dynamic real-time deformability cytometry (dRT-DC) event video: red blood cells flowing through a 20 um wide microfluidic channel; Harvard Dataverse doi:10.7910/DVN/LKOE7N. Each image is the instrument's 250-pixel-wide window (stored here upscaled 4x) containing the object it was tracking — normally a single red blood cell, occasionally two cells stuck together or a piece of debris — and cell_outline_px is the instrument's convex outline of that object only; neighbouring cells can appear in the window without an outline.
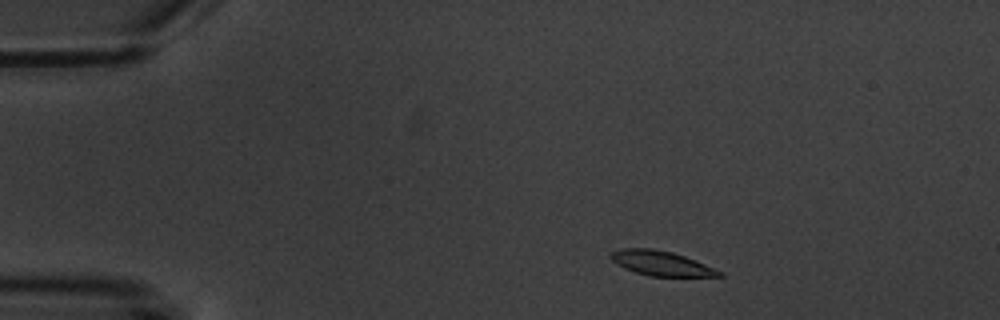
{"species": "common noctule bat (a hibernating species)", "species_latin": "Nyctalus noctula", "temperature_condition": "warm", "stored_images_in_passage": 4, "camera_frame_rate_fps": 3000, "um_per_image_px": 0.085, "animal": {"sex": "male", "body_mass_g": 20.1, "forearm_length_mm": 53.5}, "frame": {"image": 1, "passage_image": 2, "time_ms": 1.0, "image_size_px": [1000, 320], "cell_outline_px": [[724, 276], [652, 276], [636, 272], [624, 268], [616, 264], [608, 256], [612, 252], [620, 248], [652, 248], [672, 252], [684, 256], [724, 272]], "centroid_in_image_um": [56.17, 22.37], "position_along_channel_um": 28.8, "area_um2": 15.49}}
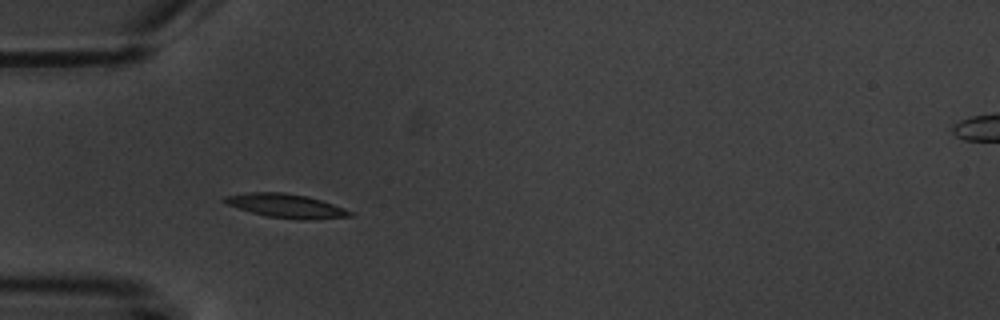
{"frame": {"image": 2, "passage_image": 4, "time_ms": 3.667, "image_size_px": [1000, 320], "cell_outline_px": [[352, 216], [312, 220], [300, 220], [268, 216], [252, 212], [228, 204], [220, 200], [224, 196], [252, 192], [284, 192], [308, 196], [344, 208], [352, 212]], "centroid_in_image_um": [24.33, 17.49], "position_along_channel_um": 60.7, "area_um2": 17.28}}